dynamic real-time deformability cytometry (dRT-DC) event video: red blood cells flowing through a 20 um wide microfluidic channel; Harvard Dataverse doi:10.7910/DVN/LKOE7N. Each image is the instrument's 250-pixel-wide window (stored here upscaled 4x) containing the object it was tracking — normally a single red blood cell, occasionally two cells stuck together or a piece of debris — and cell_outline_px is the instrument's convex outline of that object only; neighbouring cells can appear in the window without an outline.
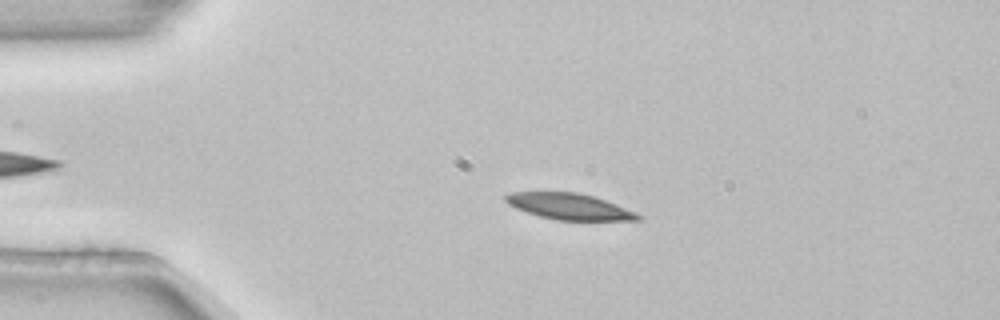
{"species": "common noctule bat (a hibernating species)", "species_latin": "Nyctalus noctula", "temperature_condition": "room temperature", "stored_images_in_passage": 3, "camera_frame_rate_fps": 3000, "um_per_image_px": 0.085, "animal": {"sex": "female", "body_mass_g": 22.7, "forearm_length_mm": 54.2}, "frame": {"image": 1, "passage_image": 2, "time_ms": 0.333, "image_size_px": [1000, 320], "cell_outline_px": [[644, 216], [640, 220], [556, 220], [540, 216], [516, 208], [508, 204], [504, 200], [504, 196], [508, 192], [580, 192], [616, 204], [636, 212]], "centroid_in_image_um": [48.39, 17.55], "position_along_channel_um": 36.6, "area_um2": 20.11}}